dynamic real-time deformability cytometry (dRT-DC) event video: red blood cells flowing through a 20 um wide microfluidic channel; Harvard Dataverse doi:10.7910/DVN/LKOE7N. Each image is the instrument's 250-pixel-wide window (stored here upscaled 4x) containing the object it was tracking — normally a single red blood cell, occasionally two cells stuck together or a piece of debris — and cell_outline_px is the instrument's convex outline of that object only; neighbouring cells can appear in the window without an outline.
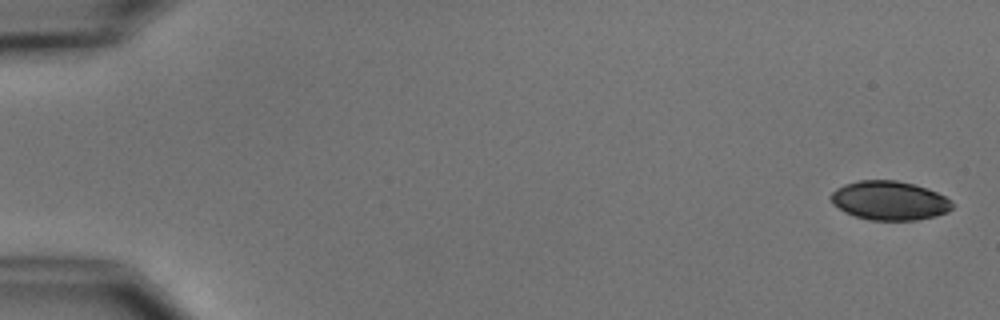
{"species": "common noctule bat (a hibernating species)", "species_latin": "Nyctalus noctula", "temperature_condition": "cold", "stored_images_in_passage": 6, "camera_frame_rate_fps": 3000, "um_per_image_px": 0.085, "animal": {"sex": "male", "body_mass_g": 15.6}, "frame": {"image": 1, "passage_image": 1, "time_ms": 0.0, "image_size_px": [1000, 320], "cell_outline_px": [[952, 208], [948, 212], [936, 216], [916, 220], [868, 220], [844, 212], [832, 204], [828, 196], [836, 188], [844, 184], [860, 180], [896, 180], [912, 184], [936, 192], [952, 200]], "centroid_in_image_um": [75.56, 17.05], "position_along_channel_um": 9.4, "area_um2": 27.69}}
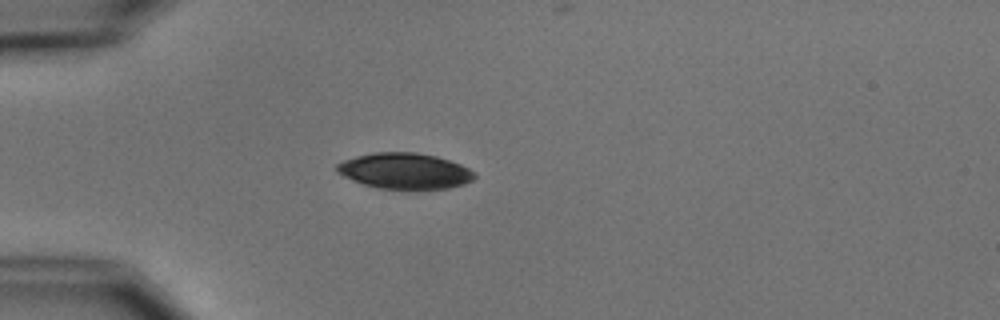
{"frame": {"image": 2, "passage_image": 5, "time_ms": 4.667, "image_size_px": [1000, 320], "cell_outline_px": [[476, 176], [472, 180], [464, 184], [448, 188], [380, 188], [364, 184], [352, 180], [336, 172], [336, 164], [344, 160], [356, 156], [372, 152], [416, 152], [436, 156], [460, 164], [476, 172]], "centroid_in_image_um": [34.4, 14.51], "position_along_channel_um": 50.6, "area_um2": 28.55}}